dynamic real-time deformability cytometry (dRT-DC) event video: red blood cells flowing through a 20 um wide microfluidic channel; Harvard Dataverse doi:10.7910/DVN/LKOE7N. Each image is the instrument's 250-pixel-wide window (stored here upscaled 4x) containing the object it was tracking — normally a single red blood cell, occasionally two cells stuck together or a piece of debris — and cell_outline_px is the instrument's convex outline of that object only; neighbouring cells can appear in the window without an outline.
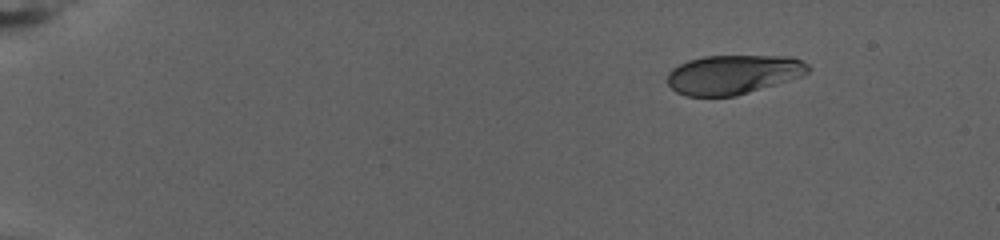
{"species": "human", "species_latin": "Homo sapiens", "temperature_condition": "warm", "stored_images_in_passage": 68, "camera_frame_rate_fps": 3000, "um_per_image_px": 0.085, "donor": {"sex": "female"}, "frame": {"image": 1, "passage_image": 1, "time_ms": 0.0, "image_size_px": [1000, 240], "cell_outline_px": [[812, 68], [808, 72], [800, 76], [736, 96], [684, 96], [676, 92], [664, 80], [668, 72], [672, 68], [688, 60], [704, 56], [792, 56], [808, 64]], "centroid_in_image_um": [62.27, 6.33], "position_along_channel_um": 22.7, "area_um2": 32.25}}
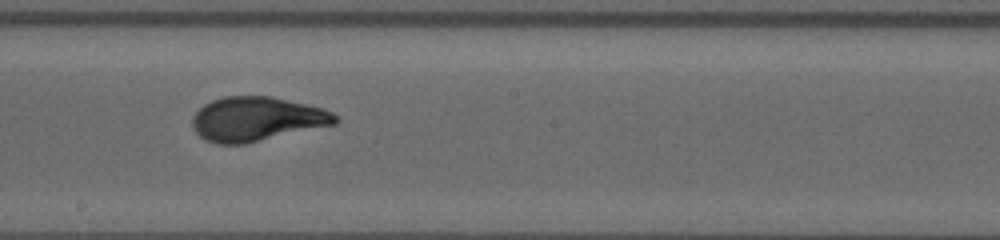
{"frame": {"image": 2, "passage_image": 37, "time_ms": 12.0, "image_size_px": [1000, 240], "cell_outline_px": [[340, 120], [336, 124], [244, 144], [216, 144], [204, 140], [192, 128], [192, 116], [204, 104], [212, 100], [224, 96], [272, 96], [324, 108], [332, 112]], "centroid_in_image_um": [21.81, 10.11], "position_along_channel_um": 226.4, "area_um2": 37.05}}
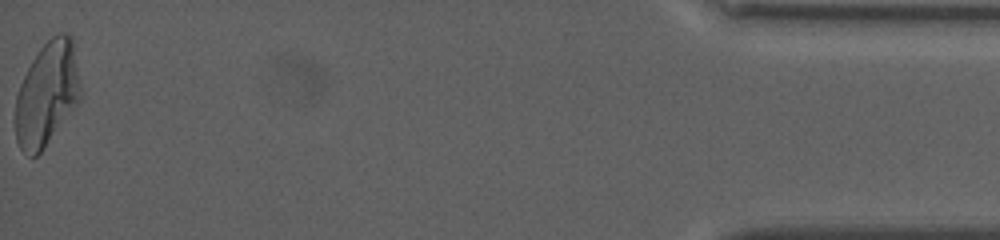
{"frame": {"image": 3, "passage_image": 68, "time_ms": 22.333, "image_size_px": [1000, 240], "cell_outline_px": [[80, 100], [44, 148], [36, 156], [28, 156], [20, 148], [16, 140], [16, 96], [20, 84], [32, 60], [40, 48], [52, 36], [60, 32], [68, 32], [72, 36], [80, 88]], "centroid_in_image_um": [3.99, 7.97], "position_along_channel_um": 431.2, "area_um2": 39.02}, "authors_computed_cell_mechanics": {"area_um2": 35.836, "velocity_mm_per_s": 2.7793, "shape_relaxation_time_tau1_ms": 5.1342, "shape_relaxation_time_tau2_ms": null, "deformation_change_tau1": 0.1996, "deformation_change_tau2": null}}